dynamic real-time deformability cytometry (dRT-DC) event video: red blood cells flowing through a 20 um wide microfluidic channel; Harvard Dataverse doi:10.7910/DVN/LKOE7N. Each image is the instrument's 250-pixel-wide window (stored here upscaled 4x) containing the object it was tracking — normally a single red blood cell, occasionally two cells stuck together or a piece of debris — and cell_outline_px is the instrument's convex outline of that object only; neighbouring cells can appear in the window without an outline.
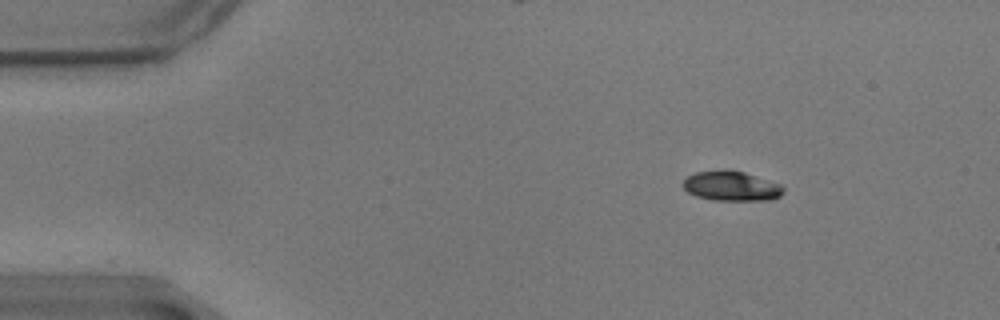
{"species": "common noctule bat (a hibernating species)", "species_latin": "Nyctalus noctula", "temperature_condition": "warm", "stored_images_in_passage": 52, "camera_frame_rate_fps": 3000, "um_per_image_px": 0.085, "animal": {"sex": "male", "body_mass_g": 17.9}, "frame": {"image": 1, "passage_image": 2, "time_ms": 0.333, "image_size_px": [1000, 320], "cell_outline_px": [[784, 192], [780, 196], [772, 200], [712, 200], [696, 196], [688, 192], [684, 188], [684, 180], [688, 176], [696, 172], [724, 168], [744, 172], [780, 184], [784, 188]], "centroid_in_image_um": [62.17, 15.8], "position_along_channel_um": 22.8, "area_um2": 17.51}}
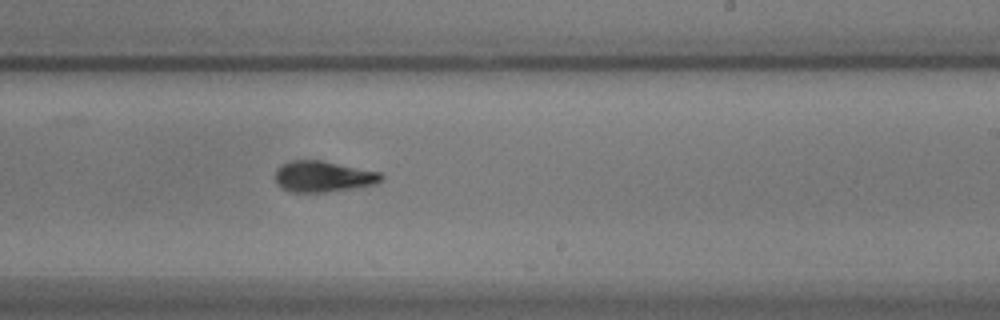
{"frame": {"image": 2, "passage_image": 29, "time_ms": 9.333, "image_size_px": [1000, 320], "cell_outline_px": [[384, 176], [376, 184], [356, 188], [324, 192], [292, 192], [276, 184], [276, 168], [292, 160], [320, 160], [380, 172]], "centroid_in_image_um": [27.48, 15.01], "position_along_channel_um": 261.5, "area_um2": 19.02}}
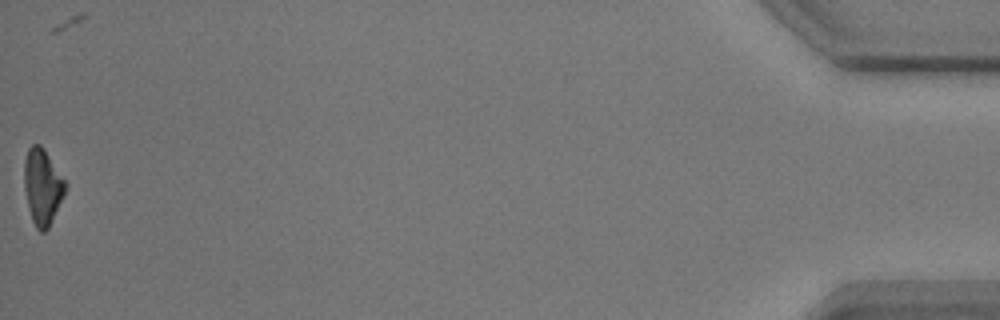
{"frame": {"image": 3, "passage_image": 52, "time_ms": 17.0, "image_size_px": [1000, 320], "cell_outline_px": [[68, 184], [48, 228], [44, 232], [40, 232], [36, 228], [32, 220], [28, 208], [24, 188], [24, 160], [28, 148], [32, 144], [40, 144], [44, 148]], "centroid_in_image_um": [3.59, 15.84], "position_along_channel_um": 431.6, "area_um2": 18.15}, "authors_computed_cell_mechanics": {"area_um2": 18.9295, "velocity_mm_per_s": 3.4904, "shape_relaxation_time_tau1_ms": 4.6276, "shape_relaxation_time_tau2_ms": 2.8169, "deformation_change_tau1": 0.1666, "deformation_change_tau2": 0.0725}}